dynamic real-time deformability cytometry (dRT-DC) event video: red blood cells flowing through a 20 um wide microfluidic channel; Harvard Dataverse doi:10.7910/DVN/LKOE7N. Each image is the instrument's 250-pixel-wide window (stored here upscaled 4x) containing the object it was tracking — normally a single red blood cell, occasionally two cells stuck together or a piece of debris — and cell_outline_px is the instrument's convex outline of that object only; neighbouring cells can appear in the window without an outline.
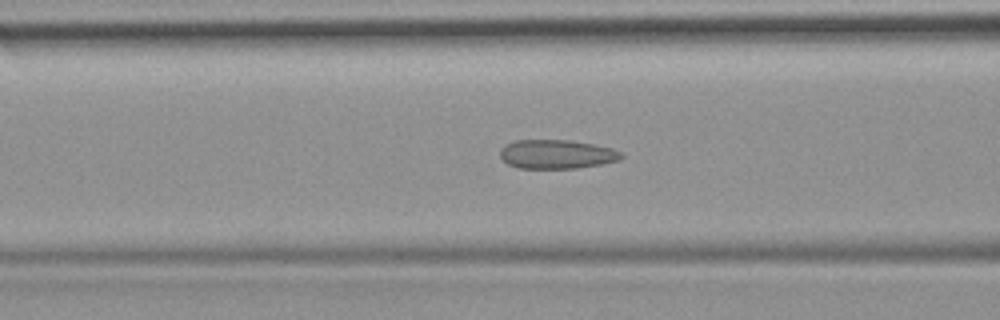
{"species": "common noctule bat (a hibernating species)", "species_latin": "Nyctalus noctula", "temperature_condition": "room temperature", "stored_images_in_passage": 37, "camera_frame_rate_fps": 3000, "um_per_image_px": 0.085, "animal": {"sex": "female", "body_mass_g": 19.9}, "frame": {"image": 1, "passage_image": 16, "time_ms": 5.0, "image_size_px": [1000, 320], "cell_outline_px": [[624, 156], [620, 160], [600, 164], [576, 168], [520, 168], [508, 164], [500, 156], [500, 148], [516, 140], [572, 140], [612, 148], [620, 152]], "centroid_in_image_um": [47.33, 13.1], "position_along_channel_um": 119.3, "area_um2": 20.35}}
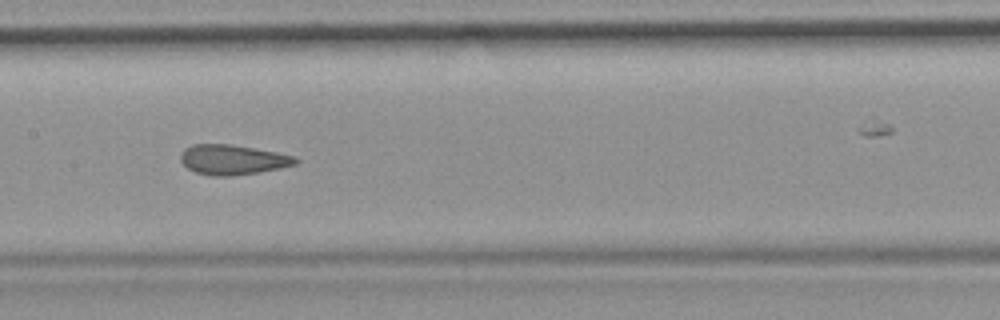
{"frame": {"image": 2, "passage_image": 21, "time_ms": 6.667, "image_size_px": [1000, 320], "cell_outline_px": [[300, 160], [296, 164], [280, 168], [260, 172], [232, 176], [212, 176], [196, 172], [188, 168], [180, 160], [180, 156], [184, 148], [192, 144], [232, 144], [276, 152], [296, 156]], "centroid_in_image_um": [19.79, 13.57], "position_along_channel_um": 187.6, "area_um2": 20.17}}